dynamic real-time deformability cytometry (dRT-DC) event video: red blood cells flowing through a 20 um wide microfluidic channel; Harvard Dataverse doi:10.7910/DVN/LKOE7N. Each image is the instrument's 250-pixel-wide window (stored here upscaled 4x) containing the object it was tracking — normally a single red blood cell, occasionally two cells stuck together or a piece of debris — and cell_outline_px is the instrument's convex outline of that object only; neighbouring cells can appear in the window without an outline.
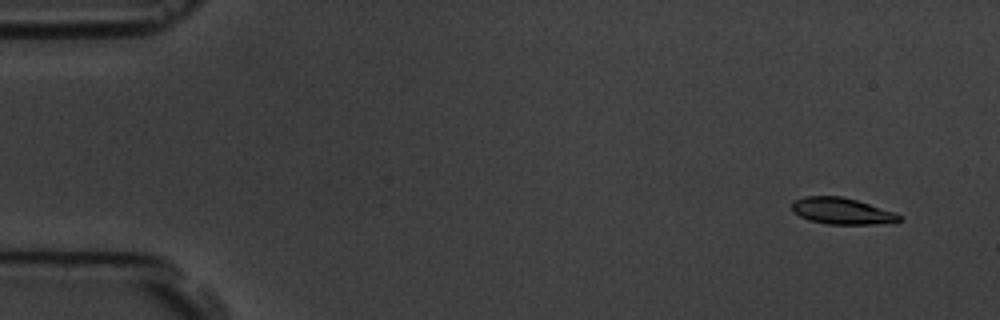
{"species": "common noctule bat (a hibernating species)", "species_latin": "Nyctalus noctula", "temperature_condition": "room temperature", "stored_images_in_passage": 6, "camera_frame_rate_fps": 3000, "um_per_image_px": 0.085, "animal": {"sex": "male", "body_mass_g": 19.5, "forearm_length_mm": 54.6}, "frame": {"image": 1, "passage_image": 2, "time_ms": 1.0, "image_size_px": [1000, 320], "cell_outline_px": [[904, 220], [872, 224], [828, 224], [808, 220], [792, 212], [792, 200], [804, 196], [840, 196], [856, 200], [896, 212]], "centroid_in_image_um": [71.51, 17.93], "position_along_channel_um": 13.5, "area_um2": 16.53}}